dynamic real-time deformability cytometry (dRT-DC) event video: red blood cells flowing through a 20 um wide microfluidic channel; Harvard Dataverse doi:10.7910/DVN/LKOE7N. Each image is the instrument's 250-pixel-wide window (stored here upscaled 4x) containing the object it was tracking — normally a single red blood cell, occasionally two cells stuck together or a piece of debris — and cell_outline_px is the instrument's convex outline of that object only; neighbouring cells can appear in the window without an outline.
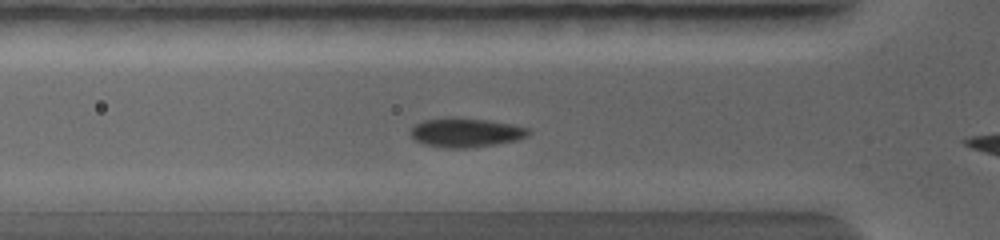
{"species": "common noctule bat (a hibernating species)", "species_latin": "Nyctalus noctula", "temperature_condition": "warm", "stored_images_in_passage": 17, "camera_frame_rate_fps": 5000, "um_per_image_px": 0.085, "animal": {"sex": "female", "body_mass_g": 19.0, "forearm_length_mm": 56.7}, "frame": {"image": 1, "passage_image": 6, "time_ms": 1.8, "image_size_px": [1000, 240], "cell_outline_px": [[528, 132], [524, 136], [516, 140], [476, 148], [444, 148], [420, 144], [412, 136], [412, 128], [416, 124], [424, 120], [484, 120], [508, 124], [524, 128]], "centroid_in_image_um": [39.53, 11.34], "position_along_channel_um": 86.3, "area_um2": 18.9}}